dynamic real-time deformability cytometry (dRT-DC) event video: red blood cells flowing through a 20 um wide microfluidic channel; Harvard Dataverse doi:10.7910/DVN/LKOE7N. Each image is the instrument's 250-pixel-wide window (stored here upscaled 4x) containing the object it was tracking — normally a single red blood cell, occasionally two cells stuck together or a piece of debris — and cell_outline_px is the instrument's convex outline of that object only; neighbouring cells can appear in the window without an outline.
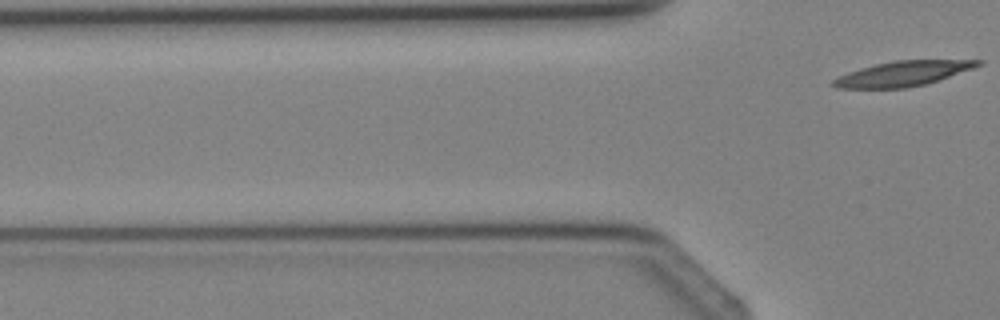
{"species": "Egyptian fruit bat (a non-hibernating species)", "species_latin": "Rousettus aegyptiacus", "temperature_condition": "cold", "stored_images_in_passage": 2, "camera_frame_rate_fps": 3000, "um_per_image_px": 0.085, "animal": {"sex": "female"}, "frame": {"image": 1, "passage_image": 2, "time_ms": 1.333, "image_size_px": [1000, 320], "cell_outline_px": [[984, 60], [980, 64], [972, 68], [924, 84], [904, 88], [836, 88], [832, 84], [832, 80], [848, 72], [860, 68], [876, 64], [896, 60]], "centroid_in_image_um": [76.69, 6.25], "position_along_channel_um": 49.1, "area_um2": 20.52}}